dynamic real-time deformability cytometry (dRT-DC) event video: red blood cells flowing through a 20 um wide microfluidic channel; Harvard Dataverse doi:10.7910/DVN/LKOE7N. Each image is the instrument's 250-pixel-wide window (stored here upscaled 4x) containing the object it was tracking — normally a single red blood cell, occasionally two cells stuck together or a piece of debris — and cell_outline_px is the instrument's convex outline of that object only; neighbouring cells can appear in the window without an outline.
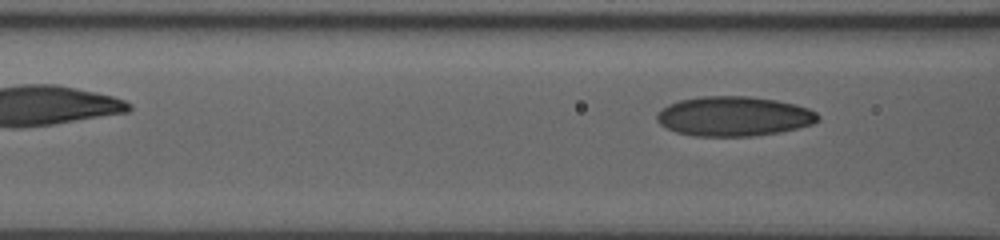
{"species": "human", "species_latin": "Homo sapiens", "temperature_condition": "room temperature", "stored_images_in_passage": 17, "segment_of_instrument_passage": [2, 2], "camera_frame_rate_fps": 3000, "um_per_image_px": 0.085, "donor": {"sex": "male"}, "frame": {"image": 1, "passage_image": 17, "time_ms": 6.667, "image_size_px": [1000, 240], "cell_outline_px": [[820, 120], [812, 124], [780, 132], [752, 136], [696, 136], [676, 132], [660, 124], [656, 120], [656, 112], [668, 104], [680, 100], [700, 96], [748, 96], [776, 100], [796, 104], [808, 108], [816, 112], [820, 116]], "centroid_in_image_um": [62.37, 9.88], "position_along_channel_um": 104.2, "area_um2": 37.4}}